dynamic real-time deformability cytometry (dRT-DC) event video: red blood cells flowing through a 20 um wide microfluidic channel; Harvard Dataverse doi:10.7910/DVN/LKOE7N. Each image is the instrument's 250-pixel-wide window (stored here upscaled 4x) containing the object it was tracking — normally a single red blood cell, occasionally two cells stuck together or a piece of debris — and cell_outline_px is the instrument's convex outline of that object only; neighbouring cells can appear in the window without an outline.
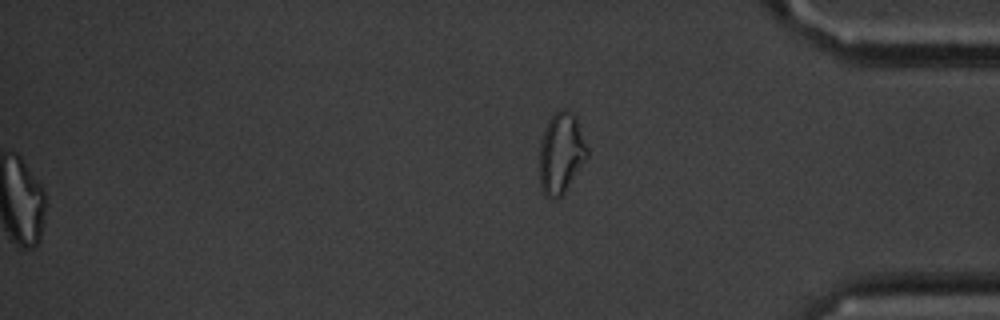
{"species": "common noctule bat (a hibernating species)", "species_latin": "Nyctalus noctula", "temperature_condition": "cold", "stored_images_in_passage": 56, "segment_of_instrument_passage": [2, 2], "camera_frame_rate_fps": 3000, "um_per_image_px": 0.085, "animal": {"sex": "male", "body_mass_g": 20.1, "forearm_length_mm": 53.5}, "frame": {"image": 1, "passage_image": 56, "time_ms": 18.333, "image_size_px": [1000, 320], "cell_outline_px": [[588, 156], [564, 192], [556, 200], [548, 200], [544, 196], [540, 184], [540, 140], [544, 128], [548, 120], [560, 108], [568, 108], [576, 116], [588, 148]], "centroid_in_image_um": [47.68, 13.01], "position_along_channel_um": 387.5, "area_um2": 22.77}}